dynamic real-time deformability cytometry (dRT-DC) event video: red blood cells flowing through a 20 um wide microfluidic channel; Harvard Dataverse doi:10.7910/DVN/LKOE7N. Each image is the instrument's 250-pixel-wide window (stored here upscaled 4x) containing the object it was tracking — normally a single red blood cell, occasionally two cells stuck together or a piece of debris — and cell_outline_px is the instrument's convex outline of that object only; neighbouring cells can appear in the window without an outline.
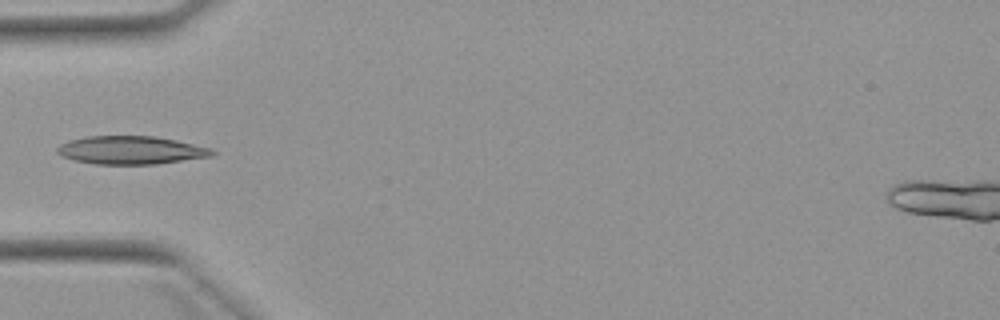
{"species": "Egyptian fruit bat (a non-hibernating species)", "species_latin": "Rousettus aegyptiacus", "temperature_condition": "warm", "stored_images_in_passage": 5, "camera_frame_rate_fps": 3000, "um_per_image_px": 0.085, "animal": {"sex": "female"}, "frame": {"image": 1, "passage_image": 5, "time_ms": 5.0, "image_size_px": [1000, 320], "cell_outline_px": [[216, 152], [212, 156], [156, 164], [96, 164], [72, 160], [56, 152], [56, 148], [60, 144], [72, 140], [88, 136], [156, 136], [176, 140], [212, 148]], "centroid_in_image_um": [11.15, 12.76], "position_along_channel_um": 73.9, "area_um2": 25.37}}